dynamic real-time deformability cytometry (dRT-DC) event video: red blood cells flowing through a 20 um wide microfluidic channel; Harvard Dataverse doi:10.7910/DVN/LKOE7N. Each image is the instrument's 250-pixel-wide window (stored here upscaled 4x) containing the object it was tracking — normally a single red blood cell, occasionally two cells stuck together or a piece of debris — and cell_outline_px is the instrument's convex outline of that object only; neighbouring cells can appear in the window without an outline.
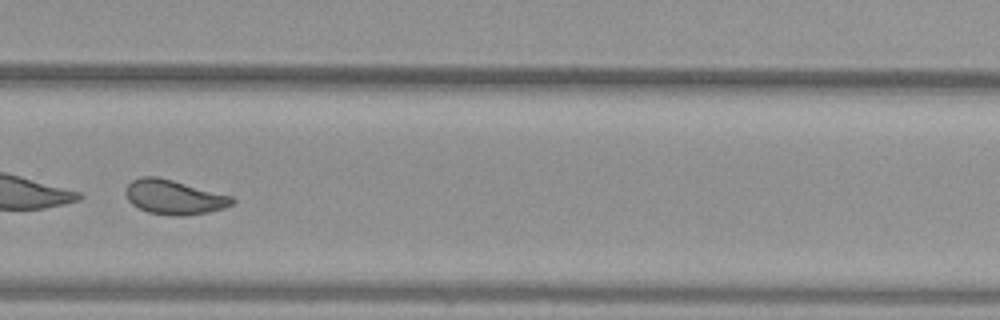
{"species": "common noctule bat (a hibernating species)", "species_latin": "Nyctalus noctula", "temperature_condition": "warm", "stored_images_in_passage": 36, "camera_frame_rate_fps": 3000, "um_per_image_px": 0.085, "animal": {"sex": "female", "body_mass_g": 29.2, "forearm_length_mm": 56.3}, "frame": {"image": 1, "passage_image": 21, "time_ms": 6.667, "image_size_px": [1000, 320], "cell_outline_px": [[236, 200], [232, 204], [224, 208], [208, 212], [184, 216], [172, 216], [148, 212], [132, 204], [128, 200], [124, 192], [128, 184], [132, 180], [140, 176], [156, 176], [172, 180], [232, 196]], "centroid_in_image_um": [14.78, 16.76], "position_along_channel_um": 315.0, "area_um2": 21.39}, "authors_computed_cell_mechanics": {"area_um2": 21.7328, "velocity_mm_per_s": 3.9407, "shape_relaxation_time_tau1_ms": 0.938, "shape_relaxation_time_tau2_ms": 2.0375, "deformation_change_tau1": 0.2717, "deformation_change_tau2": 0.087}}